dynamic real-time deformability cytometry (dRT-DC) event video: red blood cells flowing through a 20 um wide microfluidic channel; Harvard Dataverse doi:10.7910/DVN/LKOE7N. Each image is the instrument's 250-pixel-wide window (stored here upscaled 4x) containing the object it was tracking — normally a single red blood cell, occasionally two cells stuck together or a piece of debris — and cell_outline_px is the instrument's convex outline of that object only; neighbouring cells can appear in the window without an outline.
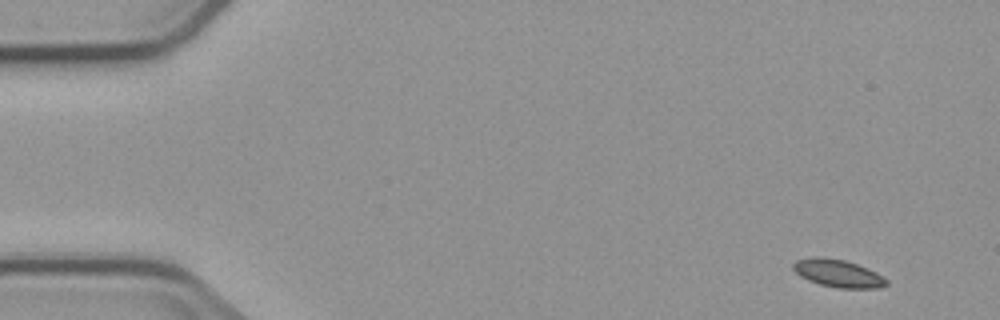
{"species": "common noctule bat (a hibernating species)", "species_latin": "Nyctalus noctula", "temperature_condition": "cold", "stored_images_in_passage": 5, "camera_frame_rate_fps": 3000, "um_per_image_px": 0.085, "animal": {"sex": "male", "body_mass_g": 23.1, "forearm_length_mm": 52.7}, "frame": {"image": 1, "passage_image": 1, "time_ms": 0.0, "image_size_px": [1000, 320], "cell_outline_px": [[888, 284], [880, 288], [836, 288], [820, 284], [808, 280], [800, 276], [792, 268], [792, 264], [796, 260], [812, 256], [824, 256], [844, 260], [868, 268], [876, 272], [888, 280]], "centroid_in_image_um": [71.22, 23.22], "position_along_channel_um": 13.8, "area_um2": 15.2}}
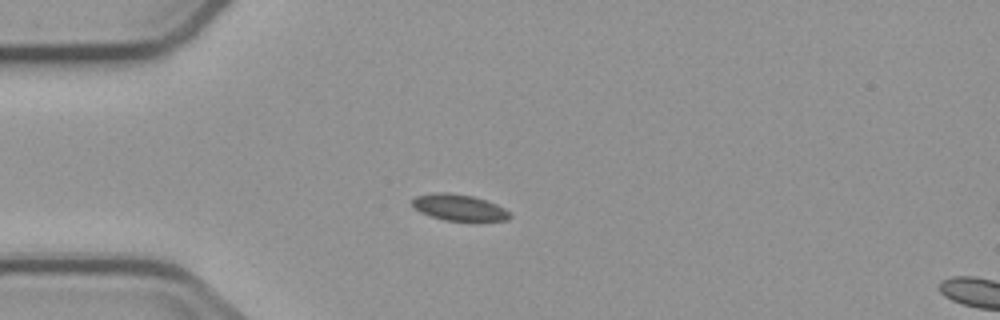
{"frame": {"image": 2, "passage_image": 4, "time_ms": 3.667, "image_size_px": [1000, 320], "cell_outline_px": [[512, 216], [508, 220], [476, 224], [444, 220], [420, 212], [412, 204], [412, 200], [416, 196], [432, 192], [448, 192], [472, 196], [496, 204], [504, 208]], "centroid_in_image_um": [39.08, 17.69], "position_along_channel_um": 45.9, "area_um2": 15.61}}